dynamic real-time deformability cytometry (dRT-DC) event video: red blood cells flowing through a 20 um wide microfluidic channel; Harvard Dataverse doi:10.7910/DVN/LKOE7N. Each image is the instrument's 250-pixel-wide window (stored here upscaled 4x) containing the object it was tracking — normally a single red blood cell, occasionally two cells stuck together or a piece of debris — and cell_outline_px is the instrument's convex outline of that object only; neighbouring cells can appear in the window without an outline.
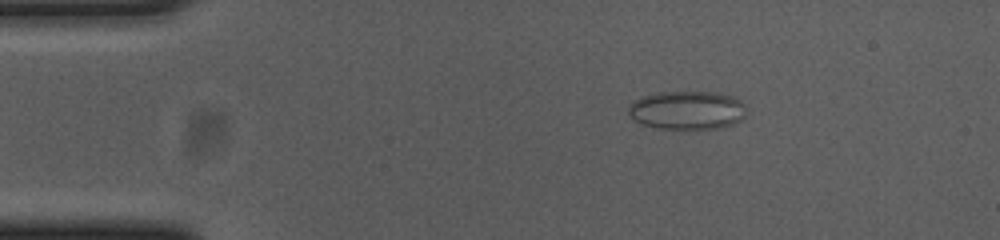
{"species": "common noctule bat (a hibernating species)", "species_latin": "Nyctalus noctula", "temperature_condition": "cold", "stored_images_in_passage": 47, "camera_frame_rate_fps": 3000, "um_per_image_px": 0.085, "animal": {"sex": "female", "body_mass_g": 23.0, "forearm_length_mm": 53.4}, "frame": {"image": 1, "passage_image": 1, "time_ms": 0.0, "image_size_px": [1000, 240], "cell_outline_px": [[744, 116], [740, 120], [732, 124], [720, 128], [656, 128], [644, 124], [636, 120], [628, 112], [628, 104], [644, 96], [656, 92], [712, 92], [732, 96], [740, 100], [744, 104]], "centroid_in_image_um": [58.4, 9.35], "position_along_channel_um": 26.6, "area_um2": 26.13}}
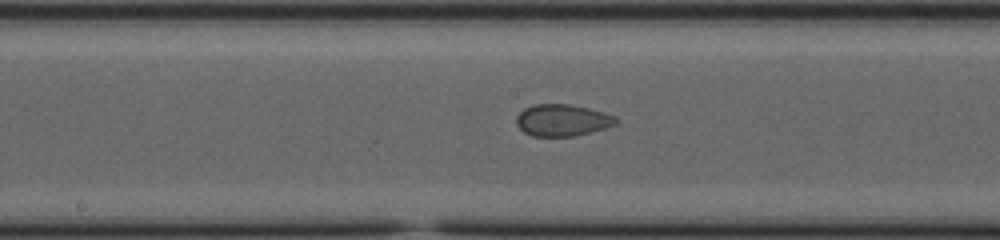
{"frame": {"image": 2, "passage_image": 20, "time_ms": 6.333, "image_size_px": [1000, 240], "cell_outline_px": [[616, 124], [604, 128], [572, 136], [532, 136], [524, 132], [516, 124], [516, 116], [524, 108], [532, 104], [568, 104], [588, 108], [604, 112], [616, 116]], "centroid_in_image_um": [47.76, 10.2], "position_along_channel_um": 200.4, "area_um2": 18.32}}
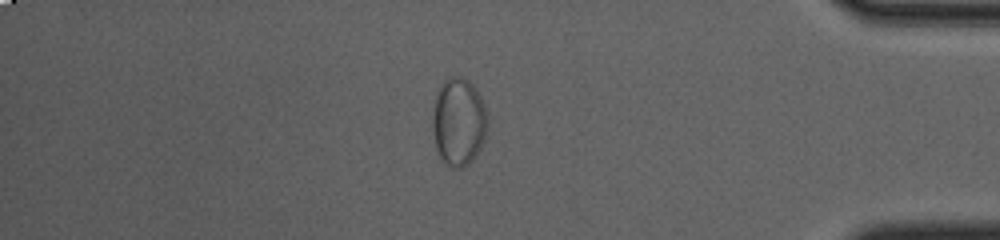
{"frame": {"image": 3, "passage_image": 39, "time_ms": 12.667, "image_size_px": [1000, 240], "cell_outline_px": [[488, 124], [480, 148], [472, 160], [468, 164], [460, 168], [452, 168], [440, 156], [436, 148], [432, 132], [432, 116], [436, 96], [444, 80], [452, 76], [464, 76], [472, 84], [480, 96], [484, 104]], "centroid_in_image_um": [38.97, 10.34], "position_along_channel_um": 396.2, "area_um2": 27.98}}